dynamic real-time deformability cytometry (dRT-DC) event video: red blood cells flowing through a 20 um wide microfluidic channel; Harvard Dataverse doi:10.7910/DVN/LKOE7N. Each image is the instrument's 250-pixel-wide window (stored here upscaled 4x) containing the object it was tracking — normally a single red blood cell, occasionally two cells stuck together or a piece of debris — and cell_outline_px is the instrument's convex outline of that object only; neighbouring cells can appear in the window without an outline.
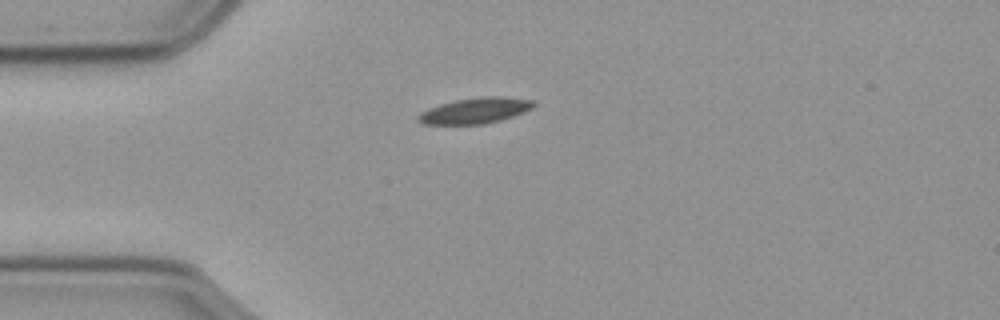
{"species": "common noctule bat (a hibernating species)", "species_latin": "Nyctalus noctula", "temperature_condition": "cold", "stored_images_in_passage": 38, "camera_frame_rate_fps": 3000, "um_per_image_px": 0.085, "animal": {"sex": "male", "body_mass_g": 23.1, "forearm_length_mm": 52.7}, "frame": {"image": 1, "passage_image": 1, "time_ms": 0.0, "image_size_px": [1000, 320], "cell_outline_px": [[536, 104], [532, 108], [524, 112], [500, 120], [484, 124], [424, 124], [416, 120], [416, 116], [420, 112], [428, 108], [440, 104], [456, 100], [480, 96], [504, 96], [532, 100]], "centroid_in_image_um": [40.37, 9.39], "position_along_channel_um": 44.6, "area_um2": 17.4}}
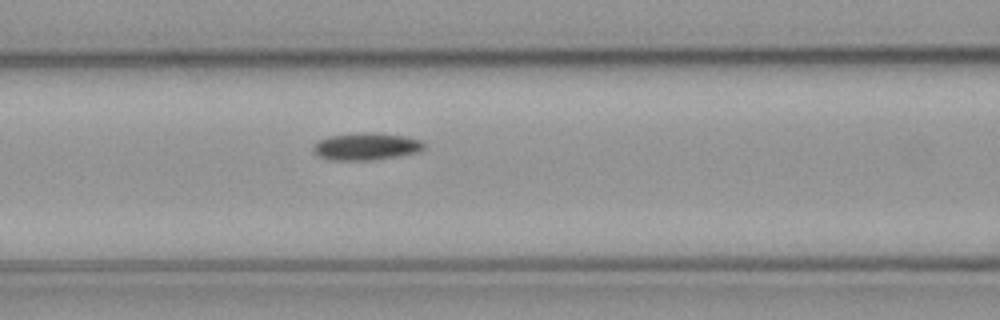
{"frame": {"image": 2, "passage_image": 10, "time_ms": 3.0, "image_size_px": [1000, 320], "cell_outline_px": [[424, 148], [416, 152], [396, 156], [368, 160], [332, 160], [320, 156], [312, 148], [312, 144], [316, 140], [328, 136], [360, 132], [372, 132], [404, 136], [424, 140]], "centroid_in_image_um": [31.09, 12.42], "position_along_channel_um": 135.5, "area_um2": 17.57}}
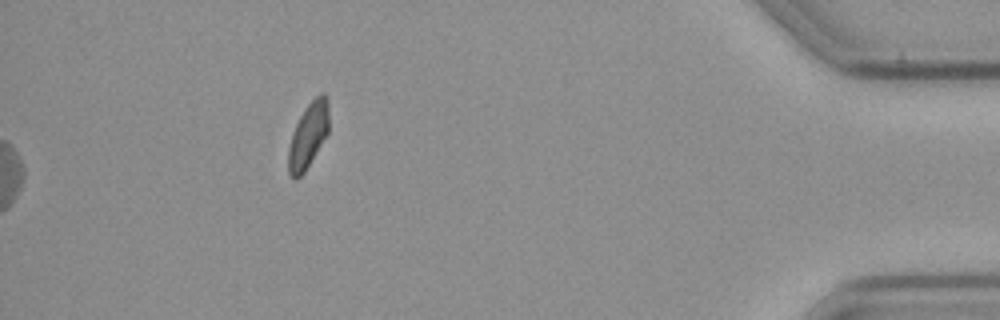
{"frame": {"image": 3, "passage_image": 38, "time_ms": 12.333, "image_size_px": [1000, 320], "cell_outline_px": [[328, 132], [304, 172], [296, 180], [288, 172], [288, 148], [292, 132], [300, 116], [308, 104], [320, 92], [324, 92], [328, 96]], "centroid_in_image_um": [26.19, 11.48], "position_along_channel_um": 409.0, "area_um2": 15.26}}